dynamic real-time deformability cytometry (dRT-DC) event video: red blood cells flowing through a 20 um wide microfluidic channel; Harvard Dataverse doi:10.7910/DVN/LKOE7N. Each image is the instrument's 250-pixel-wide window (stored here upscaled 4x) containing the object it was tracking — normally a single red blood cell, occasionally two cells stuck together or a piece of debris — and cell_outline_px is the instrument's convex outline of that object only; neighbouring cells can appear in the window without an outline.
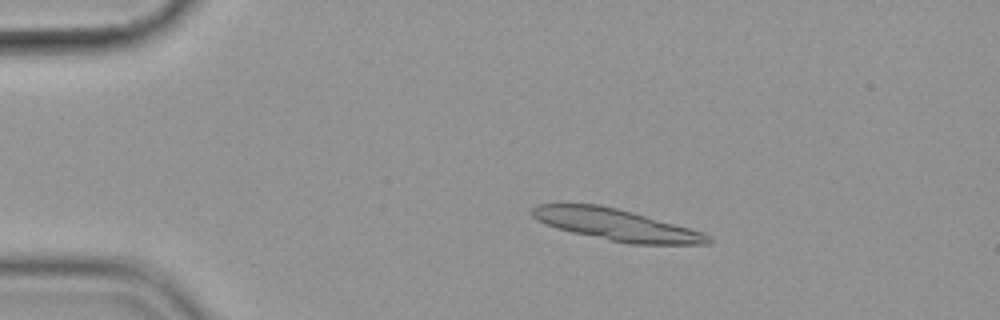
{"species": "common noctule bat (a hibernating species)", "species_latin": "Nyctalus noctula", "temperature_condition": "cold", "stored_images_in_passage": 57, "segment_of_instrument_passage": [1, 2], "camera_frame_rate_fps": 3000, "um_per_image_px": 0.085, "animal": {"sex": "female", "body_mass_g": 19.9}, "frame": {"image": 1, "passage_image": 11, "time_ms": 3.333, "image_size_px": [1000, 320], "cell_outline_px": [[712, 240], [708, 244], [628, 244], [572, 232], [556, 228], [536, 220], [528, 212], [536, 204], [600, 204], [632, 212], [704, 232], [712, 236]], "centroid_in_image_um": [52.36, 19.1], "position_along_channel_um": 32.6, "area_um2": 32.31}}